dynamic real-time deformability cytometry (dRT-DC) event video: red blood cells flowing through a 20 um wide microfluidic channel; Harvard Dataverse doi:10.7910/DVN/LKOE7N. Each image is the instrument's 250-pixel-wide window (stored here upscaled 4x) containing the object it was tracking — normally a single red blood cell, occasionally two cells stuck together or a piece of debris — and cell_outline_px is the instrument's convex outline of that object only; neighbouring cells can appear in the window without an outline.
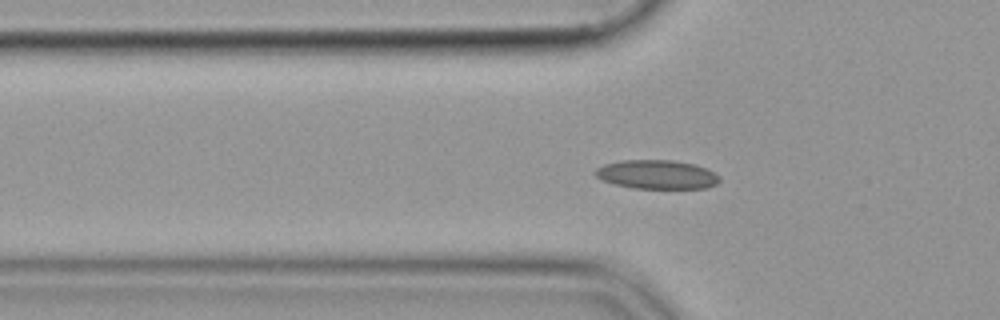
{"species": "common noctule bat (a hibernating species)", "species_latin": "Nyctalus noctula", "temperature_condition": "cold", "stored_images_in_passage": 39, "camera_frame_rate_fps": 3000, "um_per_image_px": 0.085, "animal": {"sex": "female", "body_mass_g": 19.9}, "frame": {"image": 1, "passage_image": 2, "time_ms": 0.333, "image_size_px": [1000, 320], "cell_outline_px": [[720, 180], [716, 184], [708, 188], [632, 188], [616, 184], [604, 180], [596, 176], [592, 172], [596, 168], [604, 164], [620, 160], [672, 160], [696, 164], [720, 176]], "centroid_in_image_um": [55.82, 14.82], "position_along_channel_um": 70.0, "area_um2": 20.92}}
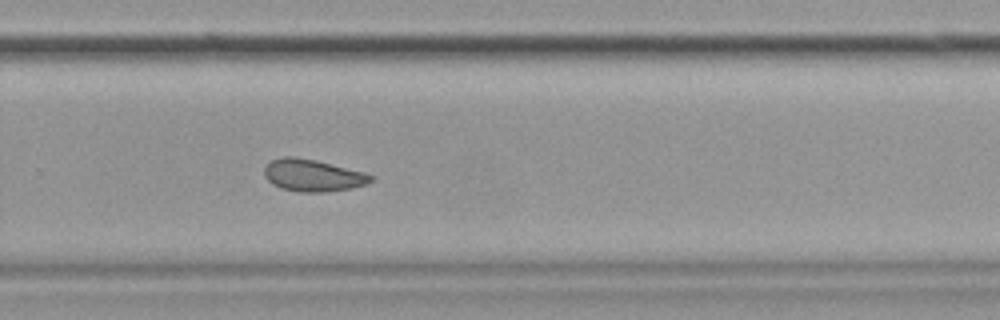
{"frame": {"image": 2, "passage_image": 21, "time_ms": 6.667, "image_size_px": [1000, 320], "cell_outline_px": [[372, 180], [368, 184], [352, 188], [324, 192], [300, 192], [280, 188], [272, 184], [264, 176], [264, 168], [272, 160], [284, 156], [296, 156], [316, 160], [364, 172], [372, 176]], "centroid_in_image_um": [26.57, 14.91], "position_along_channel_um": 303.2, "area_um2": 19.94}}
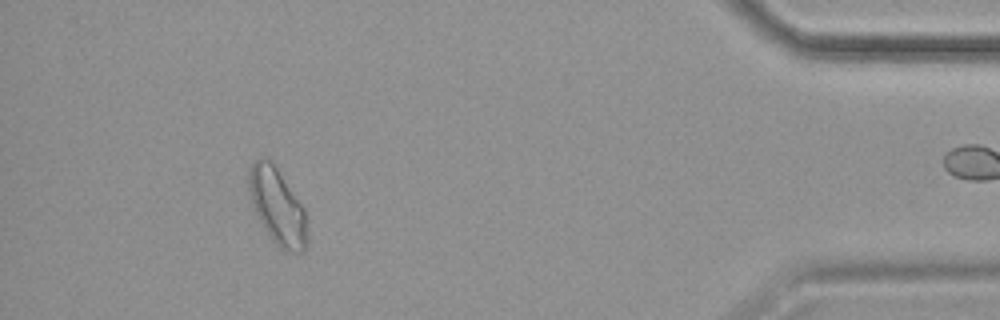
{"frame": {"image": 3, "passage_image": 34, "time_ms": 11.0, "image_size_px": [1000, 320], "cell_outline_px": [[308, 244], [304, 252], [284, 252], [268, 236], [256, 212], [248, 188], [248, 168], [260, 156], [264, 156], [272, 160], [304, 208], [308, 236]], "centroid_in_image_um": [23.59, 17.55], "position_along_channel_um": 411.6, "area_um2": 26.13}}